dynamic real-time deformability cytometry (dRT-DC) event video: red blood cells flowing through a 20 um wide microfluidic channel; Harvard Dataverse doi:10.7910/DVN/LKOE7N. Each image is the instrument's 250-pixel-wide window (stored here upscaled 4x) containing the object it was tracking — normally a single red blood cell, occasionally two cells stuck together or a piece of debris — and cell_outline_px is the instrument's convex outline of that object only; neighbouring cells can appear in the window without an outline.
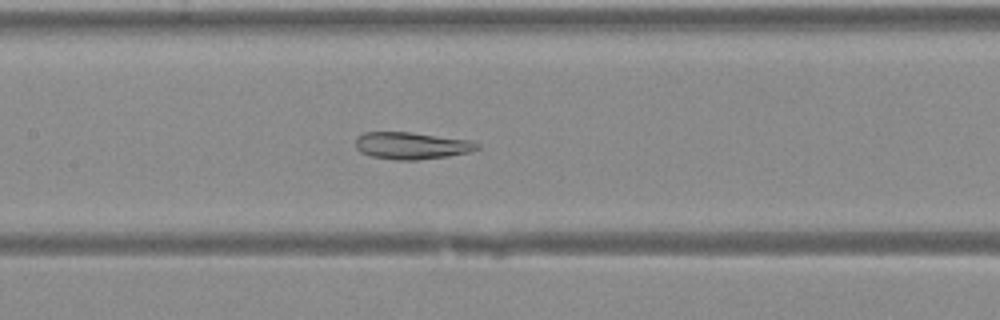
{"species": "Egyptian fruit bat (a non-hibernating species)", "species_latin": "Rousettus aegyptiacus", "temperature_condition": "warm", "stored_images_in_passage": 35, "camera_frame_rate_fps": 3000, "um_per_image_px": 0.085, "animal": {"sex": "female"}, "frame": {"image": 1, "passage_image": 13, "time_ms": 4.0, "image_size_px": [1000, 320], "cell_outline_px": [[480, 148], [468, 152], [448, 156], [416, 160], [396, 160], [372, 156], [360, 152], [356, 148], [356, 136], [364, 132], [412, 132], [468, 140], [480, 144]], "centroid_in_image_um": [34.96, 12.37], "position_along_channel_um": 172.4, "area_um2": 19.13}}
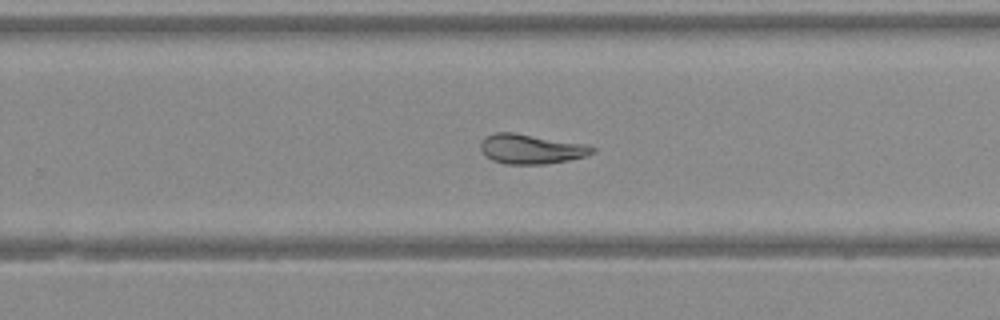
{"frame": {"image": 2, "passage_image": 20, "time_ms": 6.333, "image_size_px": [1000, 320], "cell_outline_px": [[596, 152], [584, 156], [568, 160], [544, 164], [504, 164], [492, 160], [480, 148], [480, 144], [484, 136], [496, 132], [512, 132], [588, 144], [596, 148]], "centroid_in_image_um": [45.16, 12.65], "position_along_channel_um": 284.6, "area_um2": 19.36}}
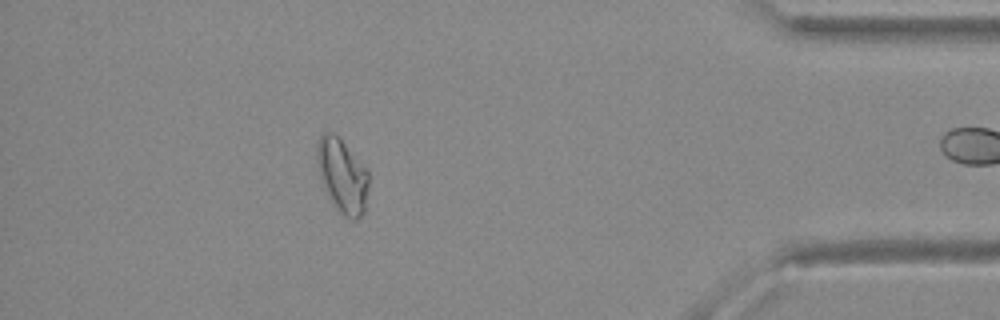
{"frame": {"image": 3, "passage_image": 30, "time_ms": 9.667, "image_size_px": [1000, 320], "cell_outline_px": [[368, 188], [364, 212], [356, 220], [352, 220], [344, 216], [336, 208], [324, 184], [316, 160], [316, 144], [320, 136], [324, 132], [332, 132], [368, 168]], "centroid_in_image_um": [29.12, 14.93], "position_along_channel_um": 406.1, "area_um2": 21.85}}